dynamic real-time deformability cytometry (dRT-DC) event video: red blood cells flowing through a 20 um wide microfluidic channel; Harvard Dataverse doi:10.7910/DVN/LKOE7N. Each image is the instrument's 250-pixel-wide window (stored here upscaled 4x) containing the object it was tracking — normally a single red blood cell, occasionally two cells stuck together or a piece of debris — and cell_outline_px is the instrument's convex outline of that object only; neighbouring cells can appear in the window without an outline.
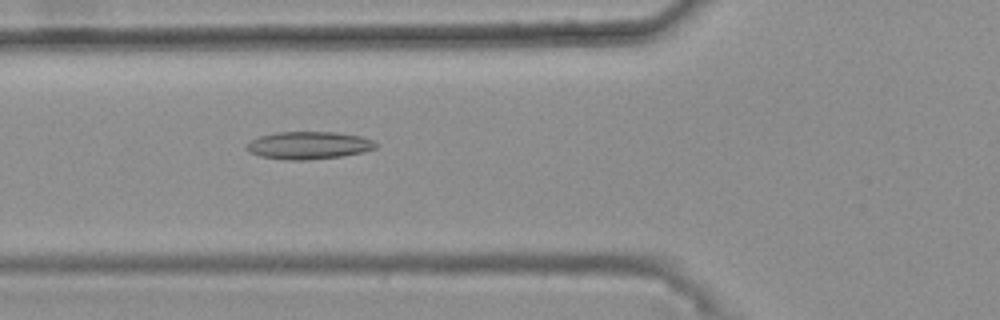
{"species": "common noctule bat (a hibernating species)", "species_latin": "Nyctalus noctula", "temperature_condition": "warm", "stored_images_in_passage": 49, "camera_frame_rate_fps": 3000, "um_per_image_px": 0.085, "animal": {"sex": "female", "body_mass_g": 25.1}, "frame": {"image": 1, "passage_image": 20, "time_ms": 6.333, "image_size_px": [1000, 320], "cell_outline_px": [[376, 148], [364, 152], [344, 156], [308, 160], [288, 160], [260, 156], [248, 152], [244, 148], [252, 140], [260, 136], [276, 132], [336, 132], [360, 136], [372, 140], [376, 144]], "centroid_in_image_um": [26.23, 12.36], "position_along_channel_um": 99.6, "area_um2": 20.81}}
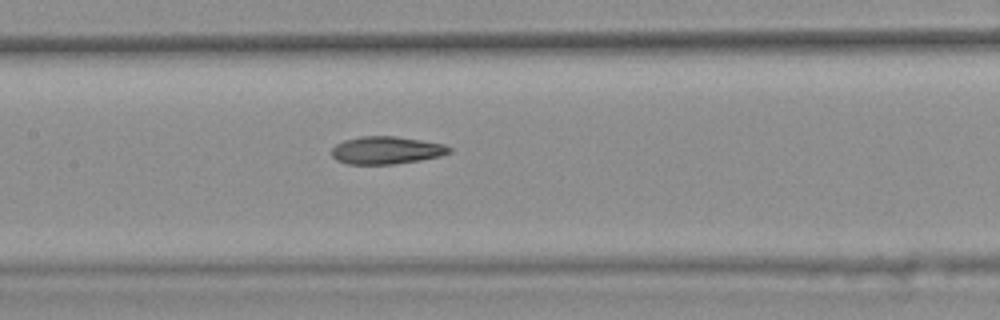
{"frame": {"image": 2, "passage_image": 26, "time_ms": 8.333, "image_size_px": [1000, 320], "cell_outline_px": [[452, 152], [440, 156], [420, 160], [392, 164], [348, 164], [336, 160], [332, 156], [332, 148], [336, 144], [344, 140], [360, 136], [396, 136], [444, 144], [452, 148]], "centroid_in_image_um": [32.84, 12.77], "position_along_channel_um": 174.6, "area_um2": 18.96}}
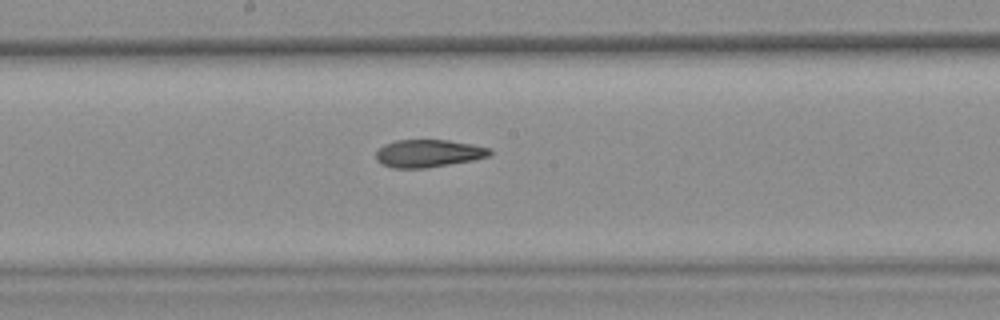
{"frame": {"image": 3, "passage_image": 29, "time_ms": 9.333, "image_size_px": [1000, 320], "cell_outline_px": [[492, 152], [488, 156], [472, 160], [428, 168], [392, 168], [376, 160], [376, 152], [384, 144], [396, 140], [448, 140], [472, 144], [492, 148]], "centroid_in_image_um": [36.42, 13.03], "position_along_channel_um": 211.8, "area_um2": 18.32}, "authors_computed_cell_mechanics": {"area_um2": 19.4786, "velocity_mm_per_s": 3.7401, "shape_relaxation_time_tau1_ms": null, "shape_relaxation_time_tau2_ms": 3.5787, "deformation_change_tau1": null, "deformation_change_tau2": 0.1232}}